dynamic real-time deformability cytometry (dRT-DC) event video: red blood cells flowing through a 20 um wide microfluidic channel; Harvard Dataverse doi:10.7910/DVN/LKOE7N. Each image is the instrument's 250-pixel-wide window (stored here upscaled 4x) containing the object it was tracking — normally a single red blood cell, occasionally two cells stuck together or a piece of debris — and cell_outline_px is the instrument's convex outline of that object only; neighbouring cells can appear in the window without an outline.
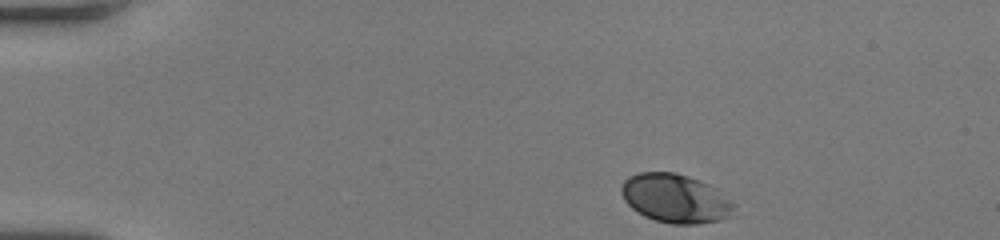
{"species": "human", "species_latin": "Homo sapiens", "temperature_condition": "room temperature", "stored_images_in_passage": 44, "camera_frame_rate_fps": 3000, "um_per_image_px": 0.085, "donor": {"sex": "female"}, "frame": {"image": 1, "passage_image": 1, "time_ms": 0.0, "image_size_px": [1000, 240], "cell_outline_px": [[736, 216], [720, 220], [696, 224], [672, 224], [656, 220], [644, 216], [632, 208], [624, 200], [620, 192], [620, 184], [628, 176], [640, 172], [676, 172], [700, 180], [716, 188], [736, 204]], "centroid_in_image_um": [57.44, 16.87], "position_along_channel_um": 27.6, "area_um2": 32.6}}
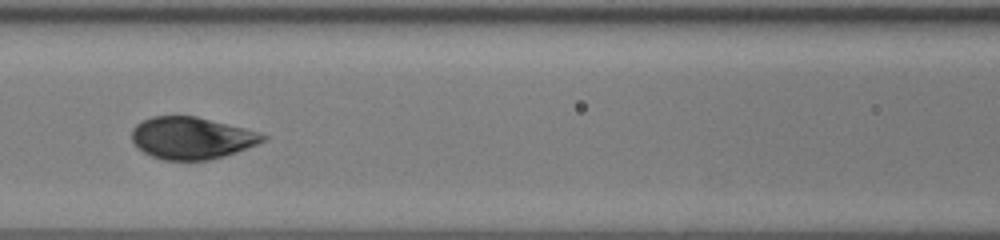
{"frame": {"image": 2, "passage_image": 17, "time_ms": 5.333, "image_size_px": [1000, 240], "cell_outline_px": [[268, 136], [264, 140], [256, 144], [236, 152], [224, 156], [208, 160], [164, 160], [152, 156], [144, 152], [132, 140], [132, 128], [136, 124], [152, 116], [196, 116], [260, 132]], "centroid_in_image_um": [16.28, 11.73], "position_along_channel_um": 150.3, "area_um2": 31.85}}
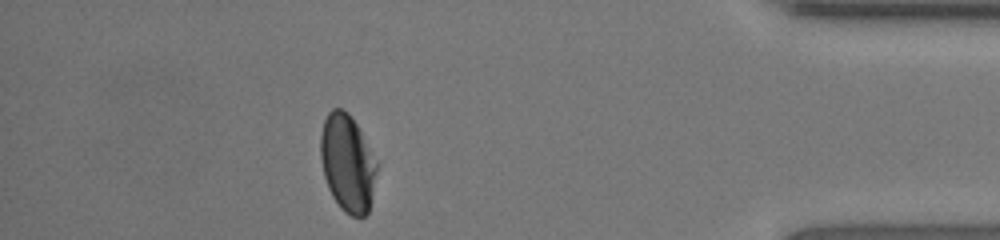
{"frame": {"image": 3, "passage_image": 39, "time_ms": 12.667, "image_size_px": [1000, 240], "cell_outline_px": [[376, 172], [372, 200], [368, 212], [364, 216], [352, 216], [344, 212], [340, 208], [332, 196], [328, 188], [324, 176], [320, 156], [320, 136], [324, 120], [328, 112], [332, 108], [340, 108], [348, 112], [356, 124], [376, 164]], "centroid_in_image_um": [29.5, 13.88], "position_along_channel_um": 405.7, "area_um2": 31.5}, "authors_computed_cell_mechanics": {"area_um2": 32.5992, "velocity_mm_per_s": 4.0219, "shape_relaxation_time_tau1_ms": 2.8066, "shape_relaxation_time_tau2_ms": null, "deformation_change_tau1": 0.1219, "deformation_change_tau2": null}}